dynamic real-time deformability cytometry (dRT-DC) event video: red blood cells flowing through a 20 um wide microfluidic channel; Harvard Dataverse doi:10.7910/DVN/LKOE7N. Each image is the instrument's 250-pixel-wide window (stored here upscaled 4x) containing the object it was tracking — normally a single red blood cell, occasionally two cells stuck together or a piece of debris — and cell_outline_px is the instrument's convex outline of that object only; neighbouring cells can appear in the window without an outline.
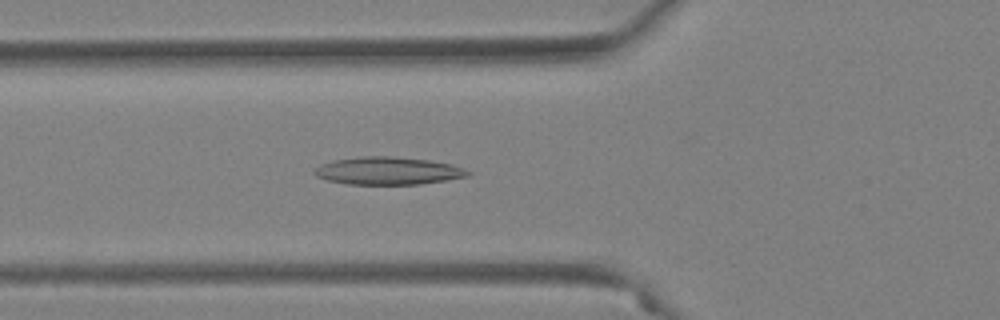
{"species": "Egyptian fruit bat (a non-hibernating species)", "species_latin": "Rousettus aegyptiacus", "temperature_condition": "warm", "stored_images_in_passage": 53, "camera_frame_rate_fps": 3000, "um_per_image_px": 0.085, "animal": {"sex": "female"}, "frame": {"image": 1, "passage_image": 20, "time_ms": 6.333, "image_size_px": [1000, 320], "cell_outline_px": [[472, 172], [468, 176], [448, 180], [420, 184], [348, 184], [328, 180], [316, 176], [312, 172], [320, 164], [332, 160], [360, 156], [392, 156], [428, 160], [452, 164], [464, 168]], "centroid_in_image_um": [32.98, 14.51], "position_along_channel_um": 92.8, "area_um2": 24.85}}
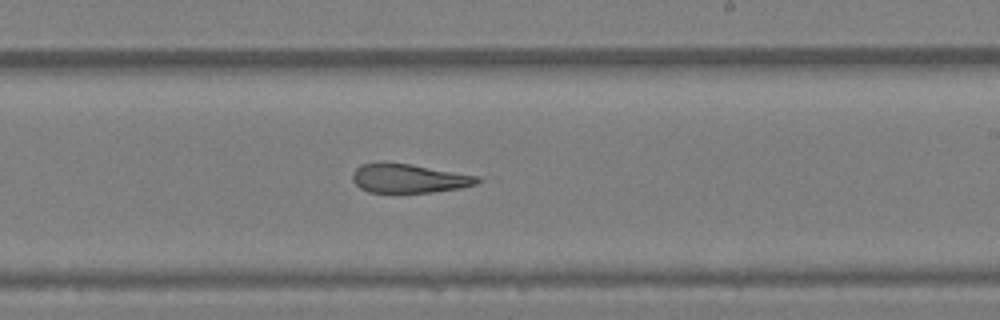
{"frame": {"image": 2, "passage_image": 33, "time_ms": 10.667, "image_size_px": [1000, 320], "cell_outline_px": [[480, 180], [476, 184], [460, 188], [432, 192], [368, 192], [360, 188], [352, 180], [352, 172], [360, 164], [384, 160], [412, 164], [480, 176]], "centroid_in_image_um": [34.71, 15.13], "position_along_channel_um": 254.3, "area_um2": 21.5}}
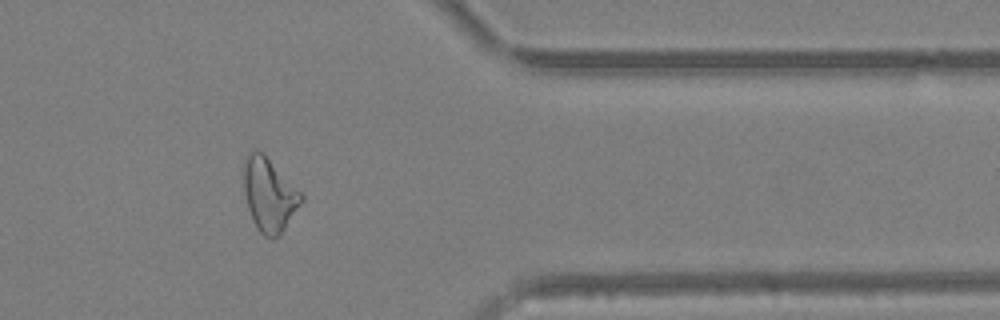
{"frame": {"image": 3, "passage_image": 45, "time_ms": 14.667, "image_size_px": [1000, 320], "cell_outline_px": [[304, 200], [284, 228], [272, 240], [264, 236], [256, 228], [252, 220], [248, 208], [244, 192], [244, 160], [252, 148], [256, 148], [304, 196]], "centroid_in_image_um": [22.85, 16.59], "position_along_channel_um": 388.6, "area_um2": 23.99}, "authors_computed_cell_mechanics": {"area_um2": 23.0044, "velocity_mm_per_s": 3.7321, "shape_relaxation_time_tau1_ms": null, "shape_relaxation_time_tau2_ms": 4.6444, "deformation_change_tau1": null, "deformation_change_tau2": 0.156}}